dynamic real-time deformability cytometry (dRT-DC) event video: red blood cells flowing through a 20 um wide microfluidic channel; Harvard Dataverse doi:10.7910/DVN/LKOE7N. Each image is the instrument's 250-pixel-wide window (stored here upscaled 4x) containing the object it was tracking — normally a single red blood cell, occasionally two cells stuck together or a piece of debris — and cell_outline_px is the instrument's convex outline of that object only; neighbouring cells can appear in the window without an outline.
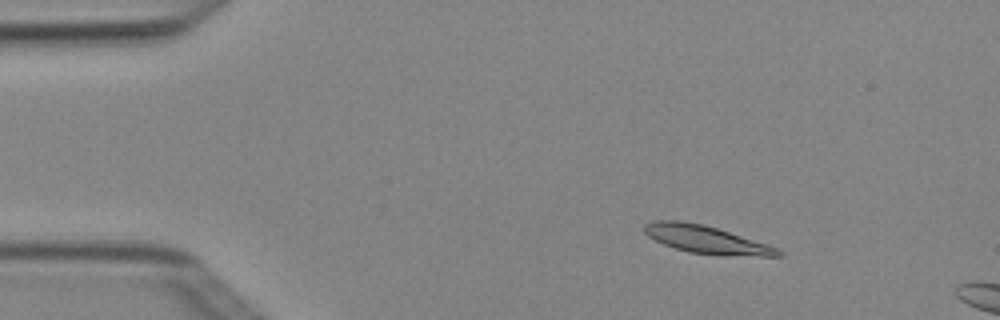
{"species": "Egyptian fruit bat (a non-hibernating species)", "species_latin": "Rousettus aegyptiacus", "temperature_condition": "cold", "stored_images_in_passage": 4, "camera_frame_rate_fps": 3000, "um_per_image_px": 0.085, "animal": {"sex": "female"}, "frame": {"image": 1, "passage_image": 3, "time_ms": 0.667, "image_size_px": [1000, 320], "cell_outline_px": [[784, 256], [724, 256], [688, 252], [664, 244], [648, 236], [644, 232], [644, 224], [652, 220], [680, 220], [704, 224], [768, 244], [784, 252]], "centroid_in_image_um": [60.05, 20.36], "position_along_channel_um": 25.0, "area_um2": 21.85}}